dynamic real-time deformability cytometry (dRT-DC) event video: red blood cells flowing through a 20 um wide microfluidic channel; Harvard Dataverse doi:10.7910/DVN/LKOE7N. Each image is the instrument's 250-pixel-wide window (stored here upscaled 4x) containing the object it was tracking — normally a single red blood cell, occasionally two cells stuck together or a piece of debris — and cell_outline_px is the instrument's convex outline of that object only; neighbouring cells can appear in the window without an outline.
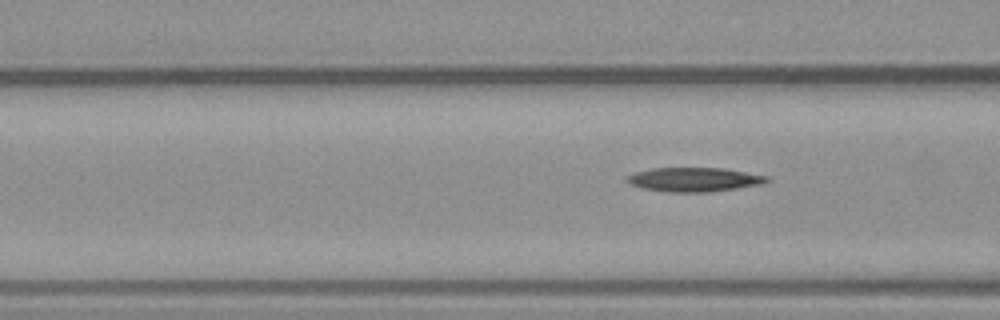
{"species": "common noctule bat (a hibernating species)", "species_latin": "Nyctalus noctula", "temperature_condition": "warm", "stored_images_in_passage": 5, "camera_frame_rate_fps": 3000, "um_per_image_px": 0.085, "animal": {"sex": "male", "body_mass_g": 23.1, "forearm_length_mm": 52.7}, "frame": {"image": 1, "passage_image": 5, "time_ms": 5.0, "image_size_px": [1000, 320], "cell_outline_px": [[772, 180], [760, 184], [736, 188], [708, 192], [668, 192], [644, 188], [632, 184], [628, 180], [628, 176], [636, 172], [652, 168], [724, 168], [768, 176]], "centroid_in_image_um": [59.06, 15.25], "position_along_channel_um": 107.5, "area_um2": 19.36}}